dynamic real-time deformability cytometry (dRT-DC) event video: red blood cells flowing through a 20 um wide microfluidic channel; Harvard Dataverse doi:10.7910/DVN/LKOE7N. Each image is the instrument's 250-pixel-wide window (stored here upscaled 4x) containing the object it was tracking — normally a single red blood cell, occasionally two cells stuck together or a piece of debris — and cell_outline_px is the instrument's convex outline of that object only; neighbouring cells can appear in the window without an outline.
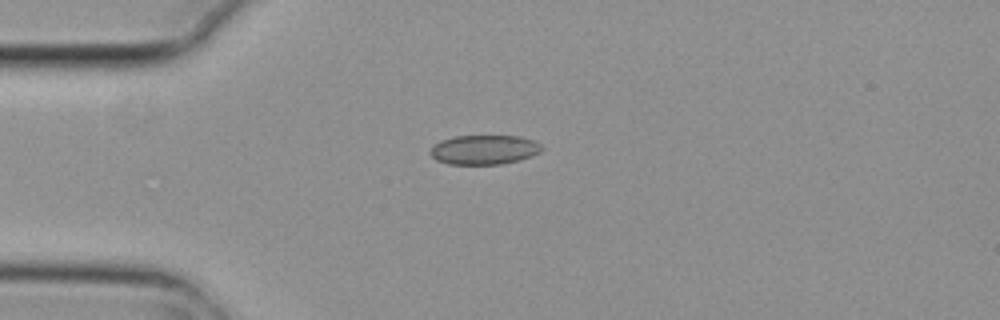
{"species": "common noctule bat (a hibernating species)", "species_latin": "Nyctalus noctula", "temperature_condition": "cold", "stored_images_in_passage": 3, "camera_frame_rate_fps": 3000, "um_per_image_px": 0.085, "animal": {"sex": "female", "body_mass_g": 29.2, "forearm_length_mm": 56.3}, "frame": {"image": 1, "passage_image": 1, "time_ms": 0.0, "image_size_px": [1000, 320], "cell_outline_px": [[544, 148], [540, 152], [532, 156], [500, 164], [448, 164], [436, 160], [428, 152], [432, 144], [440, 140], [456, 136], [520, 136], [532, 140], [540, 144]], "centroid_in_image_um": [41.11, 12.72], "position_along_channel_um": 43.9, "area_um2": 19.19}}
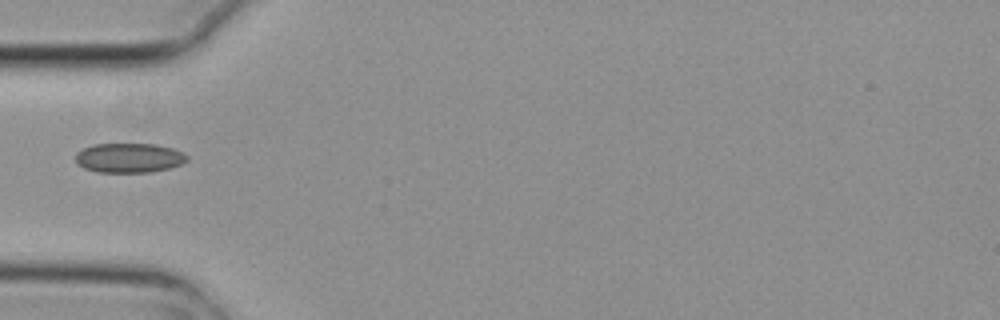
{"frame": {"image": 2, "passage_image": 2, "time_ms": 0.333, "image_size_px": [1000, 320], "cell_outline_px": [[188, 160], [180, 164], [168, 168], [152, 172], [96, 172], [84, 168], [76, 164], [76, 152], [92, 144], [156, 144], [172, 148], [184, 152], [188, 156]], "centroid_in_image_um": [10.96, 13.42], "position_along_channel_um": 74.0, "area_um2": 19.31}}
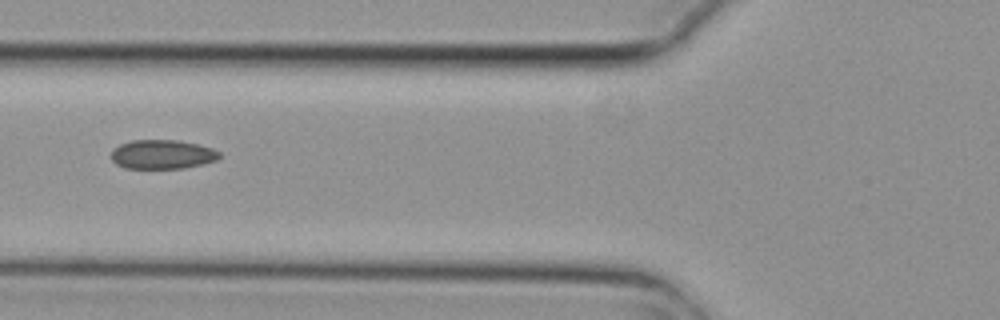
{"frame": {"image": 3, "passage_image": 3, "time_ms": 0.667, "image_size_px": [1000, 320], "cell_outline_px": [[220, 156], [216, 160], [184, 168], [124, 168], [116, 164], [112, 160], [112, 148], [120, 144], [132, 140], [180, 140], [200, 144], [212, 148], [220, 152]], "centroid_in_image_um": [13.79, 13.11], "position_along_channel_um": 112.0, "area_um2": 18.44}}